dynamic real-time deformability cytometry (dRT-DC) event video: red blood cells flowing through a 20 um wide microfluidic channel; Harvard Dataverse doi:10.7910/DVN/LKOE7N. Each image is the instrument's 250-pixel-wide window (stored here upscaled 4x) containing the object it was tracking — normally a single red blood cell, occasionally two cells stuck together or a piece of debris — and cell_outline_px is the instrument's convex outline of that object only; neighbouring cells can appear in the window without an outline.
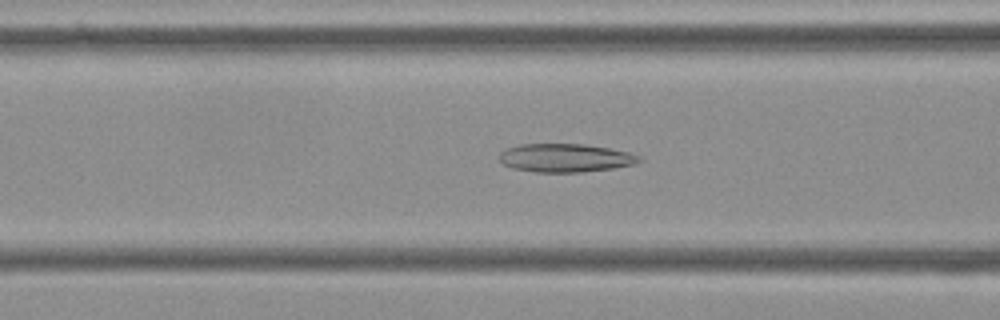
{"species": "Egyptian fruit bat (a non-hibernating species)", "species_latin": "Rousettus aegyptiacus", "temperature_condition": "cold", "stored_images_in_passage": 49, "camera_frame_rate_fps": 3000, "um_per_image_px": 0.085, "frame": {"image": 1, "passage_image": 15, "time_ms": 4.667, "image_size_px": [1000, 320], "cell_outline_px": [[644, 160], [632, 164], [612, 168], [580, 172], [536, 172], [512, 168], [504, 164], [500, 160], [500, 152], [508, 148], [520, 144], [584, 144], [608, 148], [628, 152], [640, 156]], "centroid_in_image_um": [48.05, 13.42], "position_along_channel_um": 118.5, "area_um2": 22.95}}
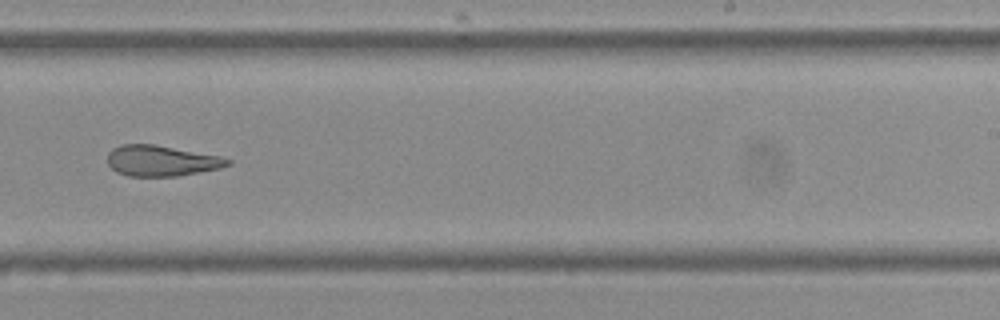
{"frame": {"image": 2, "passage_image": 28, "time_ms": 9.0, "image_size_px": [1000, 320], "cell_outline_px": [[232, 164], [220, 168], [176, 176], [128, 176], [116, 172], [108, 164], [108, 152], [112, 148], [120, 144], [156, 144], [220, 156], [232, 160]], "centroid_in_image_um": [13.71, 13.65], "position_along_channel_um": 275.3, "area_um2": 21.62}}
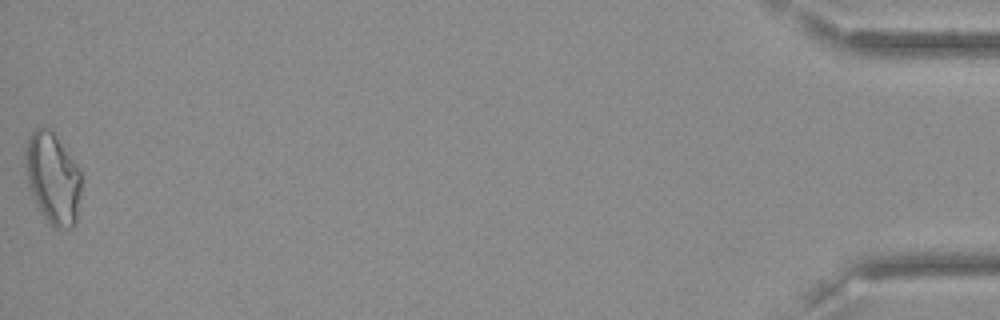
{"frame": {"image": 3, "passage_image": 49, "time_ms": 16.0, "image_size_px": [1000, 320], "cell_outline_px": [[80, 192], [76, 220], [72, 228], [56, 228], [40, 212], [36, 204], [28, 184], [24, 152], [28, 136], [36, 128], [52, 128], [76, 164], [80, 172]], "centroid_in_image_um": [4.47, 15.11], "position_along_channel_um": 430.7, "area_um2": 29.54}, "authors_computed_cell_mechanics": {"area_um2": 23.4668, "velocity_mm_per_s": 3.6178, "shape_relaxation_time_tau1_ms": null, "shape_relaxation_time_tau2_ms": 4.8249, "deformation_change_tau1": null, "deformation_change_tau2": 0.1349}}